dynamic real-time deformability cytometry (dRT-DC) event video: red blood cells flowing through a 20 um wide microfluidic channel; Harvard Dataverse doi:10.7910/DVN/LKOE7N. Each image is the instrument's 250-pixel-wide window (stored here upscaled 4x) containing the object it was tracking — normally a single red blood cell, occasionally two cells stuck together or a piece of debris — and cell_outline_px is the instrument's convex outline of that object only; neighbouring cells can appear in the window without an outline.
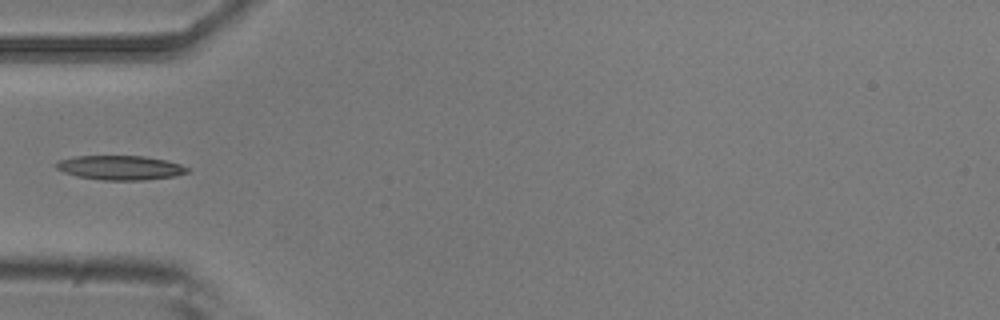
{"species": "common noctule bat (a hibernating species)", "species_latin": "Nyctalus noctula", "temperature_condition": "room temperature", "stored_images_in_passage": 4, "camera_frame_rate_fps": 3000, "um_per_image_px": 0.085, "animal": {"sex": "male", "body_mass_g": 20.5, "forearm_length_mm": 52.5}, "frame": {"image": 1, "passage_image": 4, "time_ms": 4.0, "image_size_px": [1000, 320], "cell_outline_px": [[192, 172], [176, 176], [144, 180], [104, 180], [76, 176], [64, 172], [56, 168], [56, 164], [60, 160], [76, 156], [144, 156], [164, 160], [180, 164], [188, 168]], "centroid_in_image_um": [10.26, 14.26], "position_along_channel_um": 74.7, "area_um2": 18.55}}